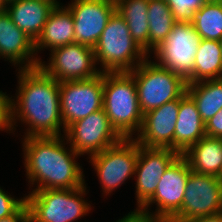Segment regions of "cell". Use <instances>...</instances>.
I'll return each mask as SVG.
<instances>
[{
	"instance_id": "obj_31",
	"label": "cell",
	"mask_w": 222,
	"mask_h": 222,
	"mask_svg": "<svg viewBox=\"0 0 222 222\" xmlns=\"http://www.w3.org/2000/svg\"><path fill=\"white\" fill-rule=\"evenodd\" d=\"M8 94L0 91V130L7 132L8 129Z\"/></svg>"
},
{
	"instance_id": "obj_12",
	"label": "cell",
	"mask_w": 222,
	"mask_h": 222,
	"mask_svg": "<svg viewBox=\"0 0 222 222\" xmlns=\"http://www.w3.org/2000/svg\"><path fill=\"white\" fill-rule=\"evenodd\" d=\"M65 138L72 149L79 154L91 157L118 143L122 137L111 126L102 108L72 123L65 131Z\"/></svg>"
},
{
	"instance_id": "obj_20",
	"label": "cell",
	"mask_w": 222,
	"mask_h": 222,
	"mask_svg": "<svg viewBox=\"0 0 222 222\" xmlns=\"http://www.w3.org/2000/svg\"><path fill=\"white\" fill-rule=\"evenodd\" d=\"M71 43H75L72 13L66 6H55L50 12L41 34L34 42L36 55L43 49L51 51Z\"/></svg>"
},
{
	"instance_id": "obj_35",
	"label": "cell",
	"mask_w": 222,
	"mask_h": 222,
	"mask_svg": "<svg viewBox=\"0 0 222 222\" xmlns=\"http://www.w3.org/2000/svg\"><path fill=\"white\" fill-rule=\"evenodd\" d=\"M46 1H49L50 3H52L53 5L55 6H60V1H57V0H46Z\"/></svg>"
},
{
	"instance_id": "obj_14",
	"label": "cell",
	"mask_w": 222,
	"mask_h": 222,
	"mask_svg": "<svg viewBox=\"0 0 222 222\" xmlns=\"http://www.w3.org/2000/svg\"><path fill=\"white\" fill-rule=\"evenodd\" d=\"M66 7L72 13L75 42L94 48L110 17L116 11V2L72 0Z\"/></svg>"
},
{
	"instance_id": "obj_19",
	"label": "cell",
	"mask_w": 222,
	"mask_h": 222,
	"mask_svg": "<svg viewBox=\"0 0 222 222\" xmlns=\"http://www.w3.org/2000/svg\"><path fill=\"white\" fill-rule=\"evenodd\" d=\"M206 136L205 123L194 100L185 93L179 99L178 119L174 131V150L182 155L190 146Z\"/></svg>"
},
{
	"instance_id": "obj_3",
	"label": "cell",
	"mask_w": 222,
	"mask_h": 222,
	"mask_svg": "<svg viewBox=\"0 0 222 222\" xmlns=\"http://www.w3.org/2000/svg\"><path fill=\"white\" fill-rule=\"evenodd\" d=\"M103 109L122 138H134L140 132L143 113L134 77L129 72H104Z\"/></svg>"
},
{
	"instance_id": "obj_5",
	"label": "cell",
	"mask_w": 222,
	"mask_h": 222,
	"mask_svg": "<svg viewBox=\"0 0 222 222\" xmlns=\"http://www.w3.org/2000/svg\"><path fill=\"white\" fill-rule=\"evenodd\" d=\"M148 58L150 56L129 72L135 80L143 115L169 101L180 99L187 87L181 75Z\"/></svg>"
},
{
	"instance_id": "obj_6",
	"label": "cell",
	"mask_w": 222,
	"mask_h": 222,
	"mask_svg": "<svg viewBox=\"0 0 222 222\" xmlns=\"http://www.w3.org/2000/svg\"><path fill=\"white\" fill-rule=\"evenodd\" d=\"M86 185L74 189H43L25 196L30 222H74L91 211Z\"/></svg>"
},
{
	"instance_id": "obj_28",
	"label": "cell",
	"mask_w": 222,
	"mask_h": 222,
	"mask_svg": "<svg viewBox=\"0 0 222 222\" xmlns=\"http://www.w3.org/2000/svg\"><path fill=\"white\" fill-rule=\"evenodd\" d=\"M25 203V196L20 199L14 198L0 187V219L7 218L15 214Z\"/></svg>"
},
{
	"instance_id": "obj_18",
	"label": "cell",
	"mask_w": 222,
	"mask_h": 222,
	"mask_svg": "<svg viewBox=\"0 0 222 222\" xmlns=\"http://www.w3.org/2000/svg\"><path fill=\"white\" fill-rule=\"evenodd\" d=\"M54 7L46 0H14L7 3L6 11L13 23L35 42Z\"/></svg>"
},
{
	"instance_id": "obj_11",
	"label": "cell",
	"mask_w": 222,
	"mask_h": 222,
	"mask_svg": "<svg viewBox=\"0 0 222 222\" xmlns=\"http://www.w3.org/2000/svg\"><path fill=\"white\" fill-rule=\"evenodd\" d=\"M199 40V34L192 22L176 21L168 38L152 52L155 55L153 57L158 64L186 80L193 72Z\"/></svg>"
},
{
	"instance_id": "obj_13",
	"label": "cell",
	"mask_w": 222,
	"mask_h": 222,
	"mask_svg": "<svg viewBox=\"0 0 222 222\" xmlns=\"http://www.w3.org/2000/svg\"><path fill=\"white\" fill-rule=\"evenodd\" d=\"M190 172L187 160L179 155L160 177L154 195L140 209L168 222L181 209ZM153 204L156 210L150 212Z\"/></svg>"
},
{
	"instance_id": "obj_2",
	"label": "cell",
	"mask_w": 222,
	"mask_h": 222,
	"mask_svg": "<svg viewBox=\"0 0 222 222\" xmlns=\"http://www.w3.org/2000/svg\"><path fill=\"white\" fill-rule=\"evenodd\" d=\"M64 138V135L23 138V163L29 189L37 183L31 192L74 189L86 185L82 166L76 161L80 155L71 146H65L68 141Z\"/></svg>"
},
{
	"instance_id": "obj_32",
	"label": "cell",
	"mask_w": 222,
	"mask_h": 222,
	"mask_svg": "<svg viewBox=\"0 0 222 222\" xmlns=\"http://www.w3.org/2000/svg\"><path fill=\"white\" fill-rule=\"evenodd\" d=\"M0 222H30V215L25 203L15 214L10 217L0 219Z\"/></svg>"
},
{
	"instance_id": "obj_21",
	"label": "cell",
	"mask_w": 222,
	"mask_h": 222,
	"mask_svg": "<svg viewBox=\"0 0 222 222\" xmlns=\"http://www.w3.org/2000/svg\"><path fill=\"white\" fill-rule=\"evenodd\" d=\"M182 156L187 160L191 171L222 178L221 138L204 136Z\"/></svg>"
},
{
	"instance_id": "obj_34",
	"label": "cell",
	"mask_w": 222,
	"mask_h": 222,
	"mask_svg": "<svg viewBox=\"0 0 222 222\" xmlns=\"http://www.w3.org/2000/svg\"><path fill=\"white\" fill-rule=\"evenodd\" d=\"M7 2L5 0H0V13L6 11Z\"/></svg>"
},
{
	"instance_id": "obj_29",
	"label": "cell",
	"mask_w": 222,
	"mask_h": 222,
	"mask_svg": "<svg viewBox=\"0 0 222 222\" xmlns=\"http://www.w3.org/2000/svg\"><path fill=\"white\" fill-rule=\"evenodd\" d=\"M116 222H162L159 218L154 217L149 212L143 211L140 208L130 211L123 218L117 220Z\"/></svg>"
},
{
	"instance_id": "obj_17",
	"label": "cell",
	"mask_w": 222,
	"mask_h": 222,
	"mask_svg": "<svg viewBox=\"0 0 222 222\" xmlns=\"http://www.w3.org/2000/svg\"><path fill=\"white\" fill-rule=\"evenodd\" d=\"M1 58L21 70L37 68L43 60L36 55L34 41L13 23L7 11L0 13Z\"/></svg>"
},
{
	"instance_id": "obj_15",
	"label": "cell",
	"mask_w": 222,
	"mask_h": 222,
	"mask_svg": "<svg viewBox=\"0 0 222 222\" xmlns=\"http://www.w3.org/2000/svg\"><path fill=\"white\" fill-rule=\"evenodd\" d=\"M180 154L170 148H149L139 145L135 168L137 208H141L155 193L165 170Z\"/></svg>"
},
{
	"instance_id": "obj_7",
	"label": "cell",
	"mask_w": 222,
	"mask_h": 222,
	"mask_svg": "<svg viewBox=\"0 0 222 222\" xmlns=\"http://www.w3.org/2000/svg\"><path fill=\"white\" fill-rule=\"evenodd\" d=\"M139 144L134 138H122L118 143L88 159L102 186V194L110 195L135 174Z\"/></svg>"
},
{
	"instance_id": "obj_26",
	"label": "cell",
	"mask_w": 222,
	"mask_h": 222,
	"mask_svg": "<svg viewBox=\"0 0 222 222\" xmlns=\"http://www.w3.org/2000/svg\"><path fill=\"white\" fill-rule=\"evenodd\" d=\"M192 25L200 39H222V2H207L194 15Z\"/></svg>"
},
{
	"instance_id": "obj_27",
	"label": "cell",
	"mask_w": 222,
	"mask_h": 222,
	"mask_svg": "<svg viewBox=\"0 0 222 222\" xmlns=\"http://www.w3.org/2000/svg\"><path fill=\"white\" fill-rule=\"evenodd\" d=\"M175 21L192 22L193 15L208 1L207 0H165Z\"/></svg>"
},
{
	"instance_id": "obj_16",
	"label": "cell",
	"mask_w": 222,
	"mask_h": 222,
	"mask_svg": "<svg viewBox=\"0 0 222 222\" xmlns=\"http://www.w3.org/2000/svg\"><path fill=\"white\" fill-rule=\"evenodd\" d=\"M178 111L179 99H176L145 113L140 132L134 139L144 147L174 150V131Z\"/></svg>"
},
{
	"instance_id": "obj_33",
	"label": "cell",
	"mask_w": 222,
	"mask_h": 222,
	"mask_svg": "<svg viewBox=\"0 0 222 222\" xmlns=\"http://www.w3.org/2000/svg\"><path fill=\"white\" fill-rule=\"evenodd\" d=\"M179 222H222V213L212 216L194 218L190 220H183Z\"/></svg>"
},
{
	"instance_id": "obj_8",
	"label": "cell",
	"mask_w": 222,
	"mask_h": 222,
	"mask_svg": "<svg viewBox=\"0 0 222 222\" xmlns=\"http://www.w3.org/2000/svg\"><path fill=\"white\" fill-rule=\"evenodd\" d=\"M222 213V178L189 173L181 209L168 221L179 222Z\"/></svg>"
},
{
	"instance_id": "obj_10",
	"label": "cell",
	"mask_w": 222,
	"mask_h": 222,
	"mask_svg": "<svg viewBox=\"0 0 222 222\" xmlns=\"http://www.w3.org/2000/svg\"><path fill=\"white\" fill-rule=\"evenodd\" d=\"M104 72L87 80L60 82V113L65 130L103 108Z\"/></svg>"
},
{
	"instance_id": "obj_4",
	"label": "cell",
	"mask_w": 222,
	"mask_h": 222,
	"mask_svg": "<svg viewBox=\"0 0 222 222\" xmlns=\"http://www.w3.org/2000/svg\"><path fill=\"white\" fill-rule=\"evenodd\" d=\"M93 49L102 73L130 72L149 57L132 38L128 25L117 11L110 17Z\"/></svg>"
},
{
	"instance_id": "obj_25",
	"label": "cell",
	"mask_w": 222,
	"mask_h": 222,
	"mask_svg": "<svg viewBox=\"0 0 222 222\" xmlns=\"http://www.w3.org/2000/svg\"><path fill=\"white\" fill-rule=\"evenodd\" d=\"M148 22L150 56L168 38L176 21L165 0H149Z\"/></svg>"
},
{
	"instance_id": "obj_9",
	"label": "cell",
	"mask_w": 222,
	"mask_h": 222,
	"mask_svg": "<svg viewBox=\"0 0 222 222\" xmlns=\"http://www.w3.org/2000/svg\"><path fill=\"white\" fill-rule=\"evenodd\" d=\"M48 63L39 62V68L58 82L87 80L101 74L96 67L94 49L77 42L50 51Z\"/></svg>"
},
{
	"instance_id": "obj_30",
	"label": "cell",
	"mask_w": 222,
	"mask_h": 222,
	"mask_svg": "<svg viewBox=\"0 0 222 222\" xmlns=\"http://www.w3.org/2000/svg\"><path fill=\"white\" fill-rule=\"evenodd\" d=\"M206 136L222 138V109L205 123Z\"/></svg>"
},
{
	"instance_id": "obj_24",
	"label": "cell",
	"mask_w": 222,
	"mask_h": 222,
	"mask_svg": "<svg viewBox=\"0 0 222 222\" xmlns=\"http://www.w3.org/2000/svg\"><path fill=\"white\" fill-rule=\"evenodd\" d=\"M186 93L194 100L204 123L222 109V79L187 83Z\"/></svg>"
},
{
	"instance_id": "obj_36",
	"label": "cell",
	"mask_w": 222,
	"mask_h": 222,
	"mask_svg": "<svg viewBox=\"0 0 222 222\" xmlns=\"http://www.w3.org/2000/svg\"><path fill=\"white\" fill-rule=\"evenodd\" d=\"M208 2H211V1H216V2H222V0H207Z\"/></svg>"
},
{
	"instance_id": "obj_1",
	"label": "cell",
	"mask_w": 222,
	"mask_h": 222,
	"mask_svg": "<svg viewBox=\"0 0 222 222\" xmlns=\"http://www.w3.org/2000/svg\"><path fill=\"white\" fill-rule=\"evenodd\" d=\"M14 98L8 96V131H16L18 121L26 123L24 138L62 136L65 128L60 113V82L47 76L39 67L18 70Z\"/></svg>"
},
{
	"instance_id": "obj_23",
	"label": "cell",
	"mask_w": 222,
	"mask_h": 222,
	"mask_svg": "<svg viewBox=\"0 0 222 222\" xmlns=\"http://www.w3.org/2000/svg\"><path fill=\"white\" fill-rule=\"evenodd\" d=\"M149 0H118L116 11L124 18L130 35L149 55Z\"/></svg>"
},
{
	"instance_id": "obj_22",
	"label": "cell",
	"mask_w": 222,
	"mask_h": 222,
	"mask_svg": "<svg viewBox=\"0 0 222 222\" xmlns=\"http://www.w3.org/2000/svg\"><path fill=\"white\" fill-rule=\"evenodd\" d=\"M222 79V49L220 41L200 39L194 57L193 72L187 83Z\"/></svg>"
}]
</instances>
